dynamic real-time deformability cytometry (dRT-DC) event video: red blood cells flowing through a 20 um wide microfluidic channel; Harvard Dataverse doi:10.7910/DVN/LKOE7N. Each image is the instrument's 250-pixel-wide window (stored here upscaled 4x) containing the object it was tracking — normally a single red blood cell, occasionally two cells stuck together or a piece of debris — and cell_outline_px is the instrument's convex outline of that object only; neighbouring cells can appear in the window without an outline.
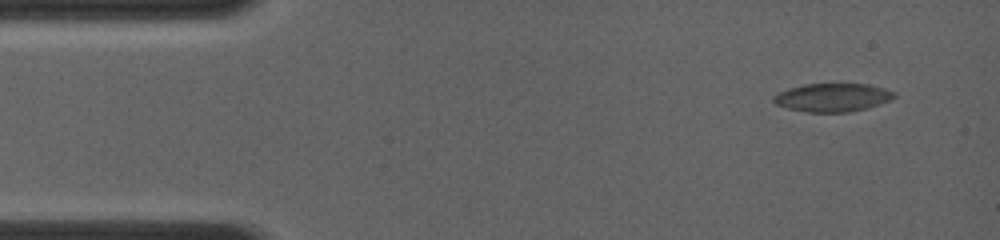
{"species": "common noctule bat (a hibernating species)", "species_latin": "Nyctalus noctula", "temperature_condition": "room temperature", "stored_images_in_passage": 8, "camera_frame_rate_fps": 4000, "um_per_image_px": 0.085, "animal": {"sex": "female", "body_mass_g": 19.0, "forearm_length_mm": 56.7}, "frame": {"image": 1, "passage_image": 1, "time_ms": 0.0, "image_size_px": [1000, 240], "cell_outline_px": [[896, 96], [892, 100], [868, 108], [848, 112], [808, 112], [788, 108], [776, 104], [772, 100], [772, 96], [788, 88], [804, 84], [868, 84], [884, 88], [896, 92]], "centroid_in_image_um": [70.8, 8.28], "position_along_channel_um": 14.2, "area_um2": 20.0}}
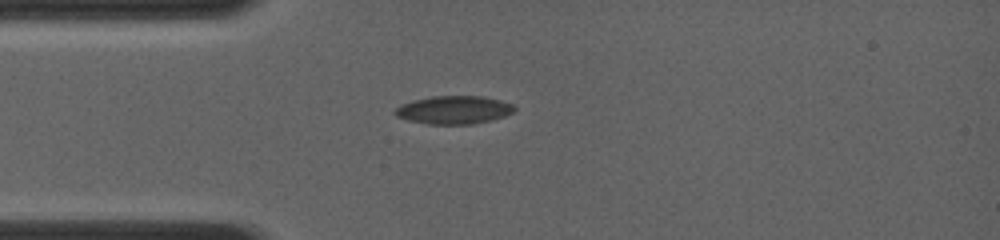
{"frame": {"image": 2, "passage_image": 4, "time_ms": 2.75, "image_size_px": [1000, 240], "cell_outline_px": [[516, 108], [512, 112], [504, 116], [492, 120], [472, 124], [428, 124], [408, 120], [396, 116], [392, 112], [400, 104], [412, 100], [432, 96], [484, 96], [500, 100], [512, 104]], "centroid_in_image_um": [38.55, 9.34], "position_along_channel_um": 46.5, "area_um2": 19.65}}
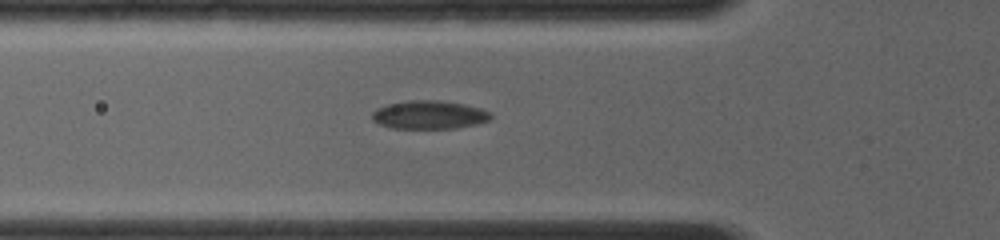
{"frame": {"image": 3, "passage_image": 7, "time_ms": 4.0, "image_size_px": [1000, 240], "cell_outline_px": [[492, 116], [488, 120], [476, 124], [456, 128], [392, 128], [380, 124], [372, 120], [372, 112], [376, 108], [388, 104], [408, 100], [436, 100], [464, 104], [480, 108], [492, 112]], "centroid_in_image_um": [36.47, 9.75], "position_along_channel_um": 89.3, "area_um2": 19.59}}